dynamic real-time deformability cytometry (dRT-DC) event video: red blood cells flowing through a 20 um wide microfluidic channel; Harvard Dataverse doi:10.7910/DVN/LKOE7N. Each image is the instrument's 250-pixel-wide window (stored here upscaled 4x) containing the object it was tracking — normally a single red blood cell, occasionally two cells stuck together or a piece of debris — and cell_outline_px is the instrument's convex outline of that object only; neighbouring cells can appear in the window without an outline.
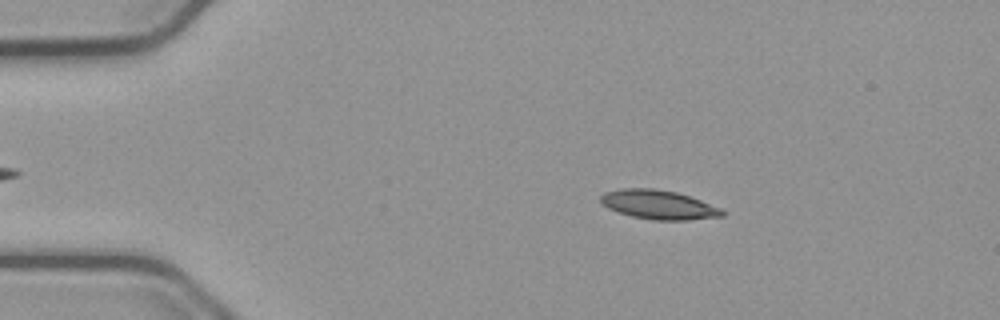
{"species": "common noctule bat (a hibernating species)", "species_latin": "Nyctalus noctula", "temperature_condition": "cold", "stored_images_in_passage": 54, "camera_frame_rate_fps": 3000, "um_per_image_px": 0.085, "animal": {"sex": "male", "body_mass_g": 23.1, "forearm_length_mm": 52.7}, "frame": {"image": 1, "passage_image": 9, "time_ms": 2.667, "image_size_px": [1000, 320], "cell_outline_px": [[724, 216], [688, 220], [652, 220], [632, 216], [608, 208], [600, 200], [600, 196], [604, 192], [620, 188], [652, 188], [676, 192], [724, 208]], "centroid_in_image_um": [56.01, 17.39], "position_along_channel_um": 29.0, "area_um2": 20.63}}
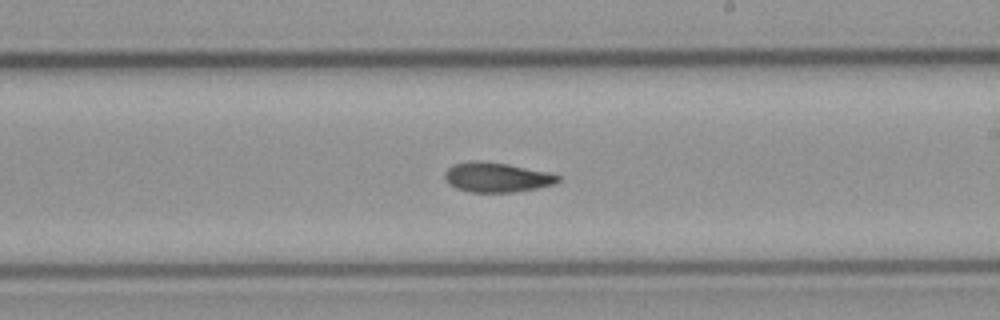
{"frame": {"image": 2, "passage_image": 31, "time_ms": 10.0, "image_size_px": [1000, 320], "cell_outline_px": [[560, 180], [556, 184], [536, 188], [512, 192], [468, 192], [456, 188], [448, 184], [444, 180], [444, 172], [452, 164], [472, 160], [480, 160], [508, 164], [548, 172], [560, 176]], "centroid_in_image_um": [42.17, 15.06], "position_along_channel_um": 246.8, "area_um2": 19.83}}
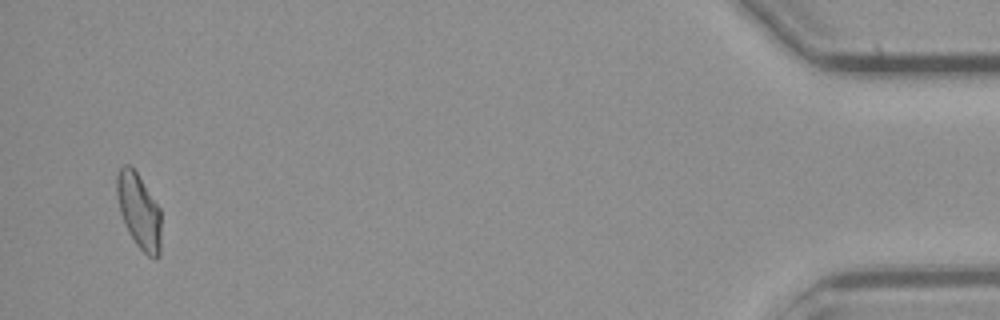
{"frame": {"image": 3, "passage_image": 52, "time_ms": 17.0, "image_size_px": [1000, 320], "cell_outline_px": [[160, 256], [156, 260], [148, 256], [136, 244], [128, 232], [124, 224], [120, 212], [116, 192], [116, 176], [120, 168], [124, 164], [128, 164], [136, 172], [160, 208]], "centroid_in_image_um": [11.8, 17.96], "position_along_channel_um": 423.4, "area_um2": 19.36}, "authors_computed_cell_mechanics": {"area_um2": 19.8254, "velocity_mm_per_s": 3.7669, "shape_relaxation_time_tau1_ms": 11.0078, "shape_relaxation_time_tau2_ms": 4.7711, "deformation_change_tau1": 0.2282, "deformation_change_tau2": 0.096}}